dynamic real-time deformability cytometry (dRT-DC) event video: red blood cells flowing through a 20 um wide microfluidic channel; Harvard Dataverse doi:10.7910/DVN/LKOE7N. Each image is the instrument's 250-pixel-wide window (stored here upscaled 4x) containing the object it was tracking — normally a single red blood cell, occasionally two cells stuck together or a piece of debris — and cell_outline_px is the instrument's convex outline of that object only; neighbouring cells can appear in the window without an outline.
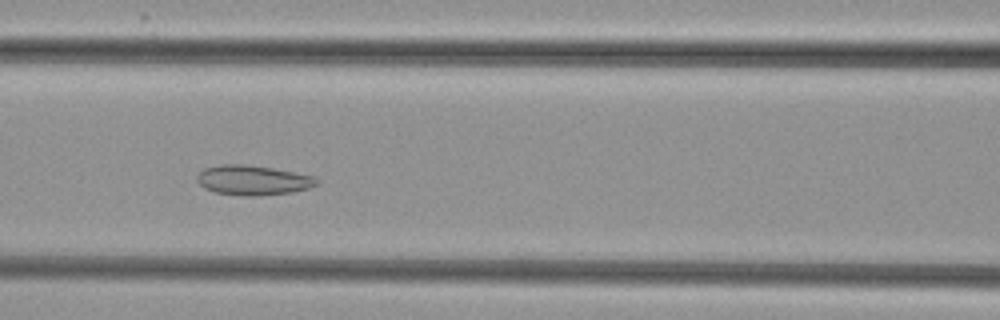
{"species": "common noctule bat (a hibernating species)", "species_latin": "Nyctalus noctula", "temperature_condition": "cold", "stored_images_in_passage": 6, "camera_frame_rate_fps": 3000, "um_per_image_px": 0.085, "animal": {"sex": "female", "body_mass_g": 29.2, "forearm_length_mm": 56.3}, "frame": {"image": 1, "passage_image": 5, "time_ms": 4.667, "image_size_px": [1000, 320], "cell_outline_px": [[320, 180], [316, 184], [308, 188], [292, 192], [252, 196], [248, 196], [216, 192], [204, 188], [196, 180], [196, 176], [204, 168], [220, 164], [244, 164], [272, 168], [312, 176]], "centroid_in_image_um": [21.46, 15.31], "position_along_channel_um": 145.1, "area_um2": 20.52}}
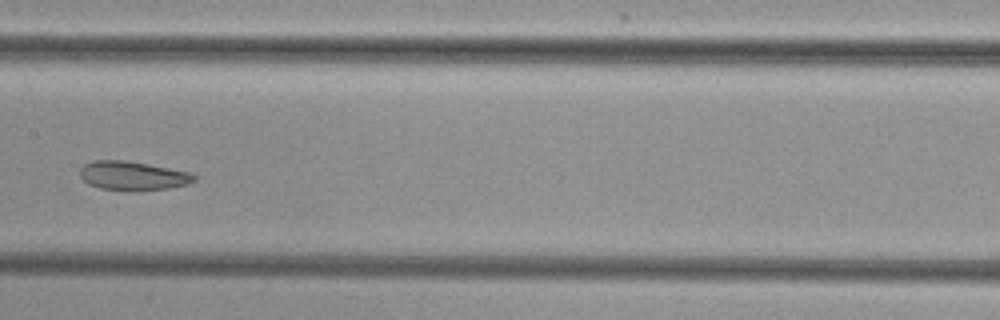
{"frame": {"image": 2, "passage_image": 6, "time_ms": 6.0, "image_size_px": [1000, 320], "cell_outline_px": [[196, 180], [188, 184], [168, 188], [100, 188], [88, 184], [80, 176], [80, 168], [84, 164], [92, 160], [124, 160], [148, 164], [192, 172], [196, 176]], "centroid_in_image_um": [11.29, 14.89], "position_along_channel_um": 196.1, "area_um2": 18.61}}